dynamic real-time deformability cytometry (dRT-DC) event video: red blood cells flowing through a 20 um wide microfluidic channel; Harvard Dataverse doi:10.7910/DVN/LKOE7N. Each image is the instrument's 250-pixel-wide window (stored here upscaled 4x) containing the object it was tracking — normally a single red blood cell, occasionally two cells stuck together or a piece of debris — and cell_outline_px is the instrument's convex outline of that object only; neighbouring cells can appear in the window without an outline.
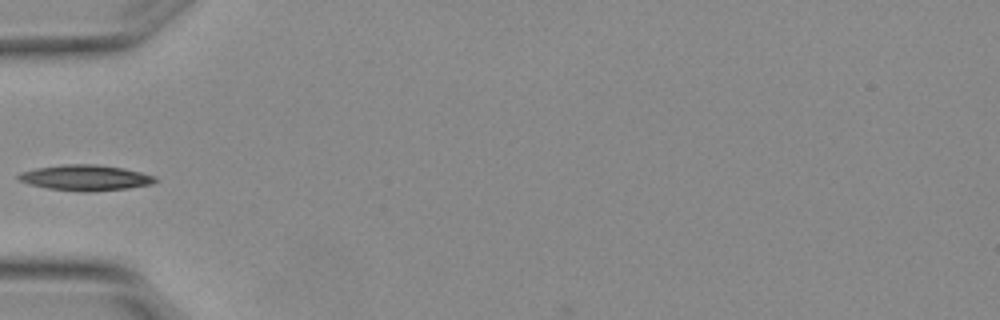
{"species": "Egyptian fruit bat (a non-hibernating species)", "species_latin": "Rousettus aegyptiacus", "temperature_condition": "warm", "stored_images_in_passage": 5, "camera_frame_rate_fps": 3000, "um_per_image_px": 0.085, "animal": {"sex": "female"}, "frame": {"image": 1, "passage_image": 5, "time_ms": 1.333, "image_size_px": [1000, 320], "cell_outline_px": [[156, 180], [152, 184], [128, 188], [88, 192], [80, 192], [48, 188], [28, 184], [20, 180], [16, 176], [20, 172], [36, 168], [68, 164], [96, 164], [124, 168], [156, 176]], "centroid_in_image_um": [7.26, 15.11], "position_along_channel_um": 77.7, "area_um2": 20.4}}